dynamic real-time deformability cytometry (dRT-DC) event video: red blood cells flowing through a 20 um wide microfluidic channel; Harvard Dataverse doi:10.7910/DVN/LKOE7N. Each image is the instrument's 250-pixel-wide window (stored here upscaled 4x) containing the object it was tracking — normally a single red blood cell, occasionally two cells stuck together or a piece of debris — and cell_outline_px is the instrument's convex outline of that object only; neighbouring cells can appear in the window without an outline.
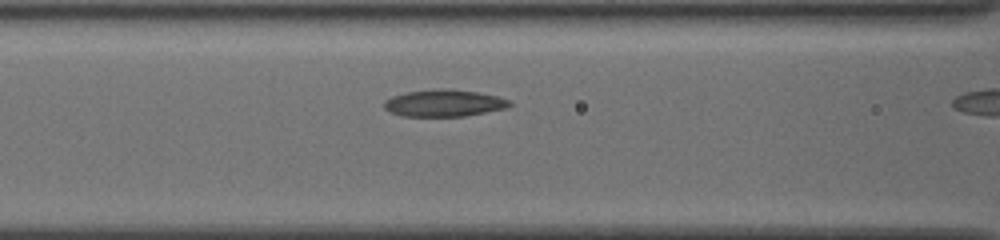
{"species": "common noctule bat (a hibernating species)", "species_latin": "Nyctalus noctula", "temperature_condition": "cold", "stored_images_in_passage": 10, "camera_frame_rate_fps": 3000, "um_per_image_px": 0.085, "animal": {"sex": "female", "body_mass_g": 19.5, "forearm_length_mm": 54.1}, "frame": {"image": 1, "passage_image": 9, "time_ms": 2.667, "image_size_px": [1000, 240], "cell_outline_px": [[512, 104], [508, 108], [464, 116], [400, 116], [384, 108], [384, 100], [392, 96], [404, 92], [432, 88], [448, 88], [476, 92], [496, 96], [512, 100]], "centroid_in_image_um": [37.74, 8.75], "position_along_channel_um": 128.9, "area_um2": 19.94}}